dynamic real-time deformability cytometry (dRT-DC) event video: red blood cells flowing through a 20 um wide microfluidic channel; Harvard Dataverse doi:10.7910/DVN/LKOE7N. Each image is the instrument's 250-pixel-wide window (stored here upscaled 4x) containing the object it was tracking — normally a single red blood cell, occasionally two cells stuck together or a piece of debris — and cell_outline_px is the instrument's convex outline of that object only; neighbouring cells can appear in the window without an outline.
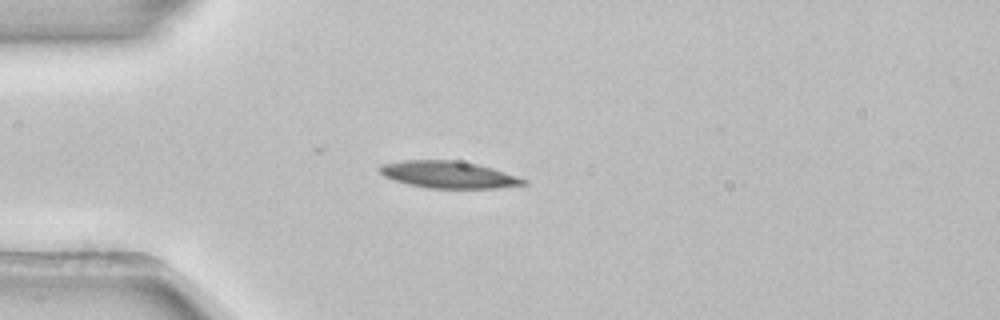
{"species": "common noctule bat (a hibernating species)", "species_latin": "Nyctalus noctula", "temperature_condition": "room temperature", "stored_images_in_passage": 3, "camera_frame_rate_fps": 3000, "um_per_image_px": 0.085, "animal": {"sex": "female", "body_mass_g": 22.7, "forearm_length_mm": 54.2}, "frame": {"image": 1, "passage_image": 3, "time_ms": 0.667, "image_size_px": [1000, 320], "cell_outline_px": [[528, 184], [496, 188], [428, 188], [408, 184], [392, 180], [384, 176], [380, 172], [380, 164], [404, 160], [456, 160], [476, 164], [492, 168], [528, 180]], "centroid_in_image_um": [38.1, 14.84], "position_along_channel_um": 46.9, "area_um2": 22.54}}